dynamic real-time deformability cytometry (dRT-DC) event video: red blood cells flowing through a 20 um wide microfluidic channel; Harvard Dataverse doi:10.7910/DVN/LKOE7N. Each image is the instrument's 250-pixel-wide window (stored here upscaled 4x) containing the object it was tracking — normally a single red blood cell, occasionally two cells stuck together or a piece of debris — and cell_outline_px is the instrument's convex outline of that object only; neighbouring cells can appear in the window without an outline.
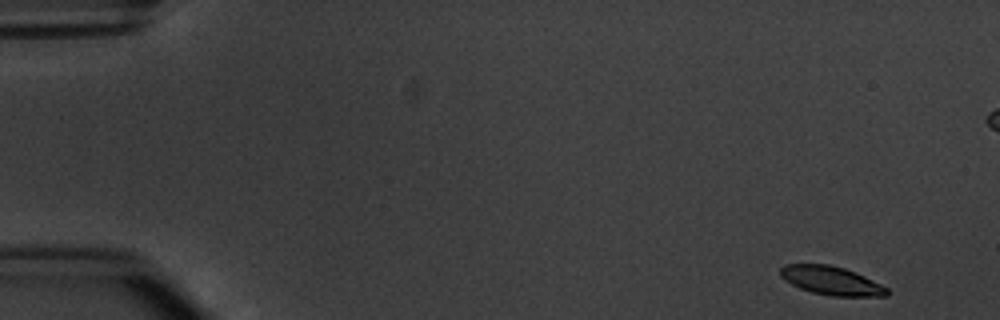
{"species": "common noctule bat (a hibernating species)", "species_latin": "Nyctalus noctula", "temperature_condition": "warm", "stored_images_in_passage": 6, "camera_frame_rate_fps": 3000, "um_per_image_px": 0.085, "animal": {"sex": "male", "body_mass_g": 20.1, "forearm_length_mm": 53.5}, "frame": {"image": 1, "passage_image": 1, "time_ms": 0.0, "image_size_px": [1000, 320], "cell_outline_px": [[888, 296], [832, 296], [812, 292], [800, 288], [784, 280], [780, 276], [780, 268], [784, 264], [828, 264], [844, 268], [856, 272], [888, 288]], "centroid_in_image_um": [70.64, 23.85], "position_along_channel_um": 14.4, "area_um2": 17.74}}